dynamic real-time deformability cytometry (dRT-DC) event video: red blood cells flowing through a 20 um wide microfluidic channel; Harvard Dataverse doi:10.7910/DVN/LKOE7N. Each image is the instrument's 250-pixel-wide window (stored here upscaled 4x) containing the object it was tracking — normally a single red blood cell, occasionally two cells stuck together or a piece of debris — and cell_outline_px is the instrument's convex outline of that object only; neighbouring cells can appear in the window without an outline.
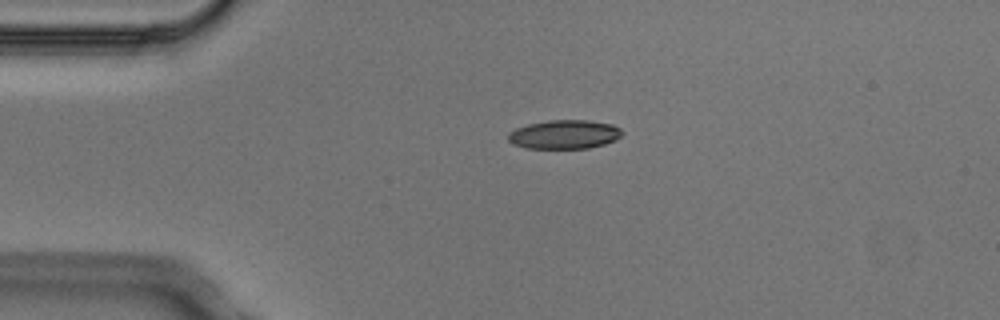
{"species": "Egyptian fruit bat (a non-hibernating species)", "species_latin": "Rousettus aegyptiacus", "temperature_condition": "cold", "stored_images_in_passage": 1, "camera_frame_rate_fps": 3000, "um_per_image_px": 0.085, "animal": {"sex": "male"}, "frame": {"image": 1, "passage_image": 1, "time_ms": 0.0, "image_size_px": [1000, 320], "cell_outline_px": [[624, 132], [616, 140], [604, 144], [588, 148], [524, 148], [512, 144], [508, 140], [508, 132], [516, 128], [528, 124], [548, 120], [588, 120], [612, 124], [620, 128]], "centroid_in_image_um": [47.96, 11.42], "position_along_channel_um": 37.0, "area_um2": 19.31}}